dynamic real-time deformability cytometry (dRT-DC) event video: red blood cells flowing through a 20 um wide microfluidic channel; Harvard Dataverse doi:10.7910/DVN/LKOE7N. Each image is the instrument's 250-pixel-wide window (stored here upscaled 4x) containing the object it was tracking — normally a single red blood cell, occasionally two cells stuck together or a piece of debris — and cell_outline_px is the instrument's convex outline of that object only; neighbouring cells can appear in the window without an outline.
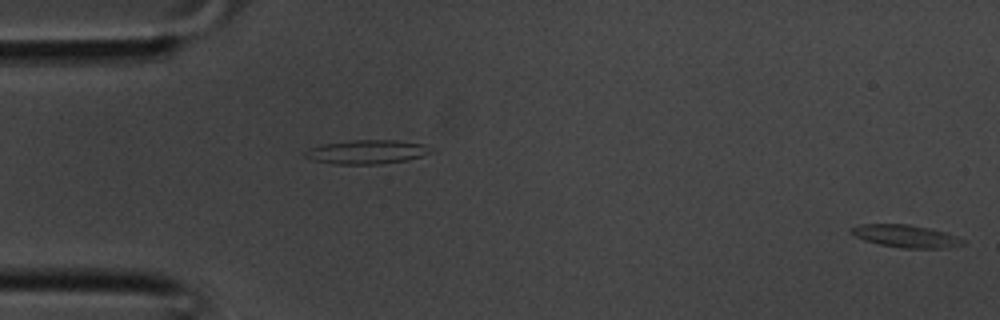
{"species": "common noctule bat (a hibernating species)", "species_latin": "Nyctalus noctula", "temperature_condition": "room temperature", "stored_images_in_passage": 39, "camera_frame_rate_fps": 3000, "um_per_image_px": 0.085, "animal": {"sex": "male", "body_mass_g": 20.1, "forearm_length_mm": 53.5}, "frame": {"image": 1, "passage_image": 1, "time_ms": 0.0, "image_size_px": [1000, 320], "cell_outline_px": [[964, 244], [944, 248], [904, 248], [880, 244], [864, 240], [848, 232], [852, 228], [860, 224], [908, 224], [928, 228], [944, 232], [964, 240]], "centroid_in_image_um": [76.96, 20.07], "position_along_channel_um": 8.0, "area_um2": 14.39}}
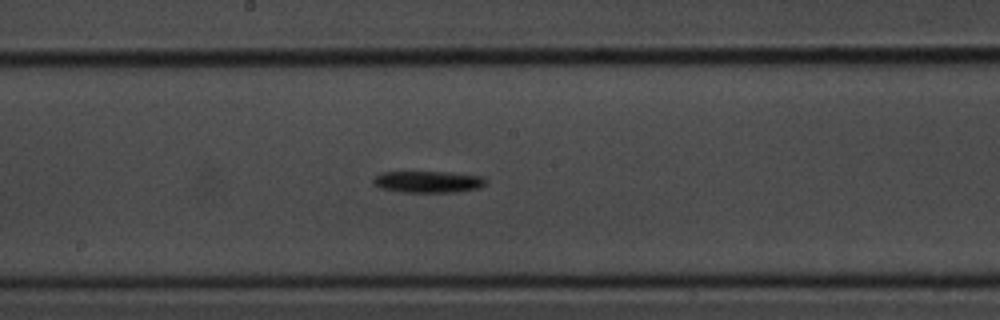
{"frame": {"image": 2, "passage_image": 20, "time_ms": 6.333, "image_size_px": [1000, 320], "cell_outline_px": [[488, 180], [480, 188], [456, 192], [404, 192], [380, 188], [372, 184], [372, 180], [380, 172], [452, 172], [484, 176]], "centroid_in_image_um": [36.41, 15.45], "position_along_channel_um": 211.8, "area_um2": 14.39}}
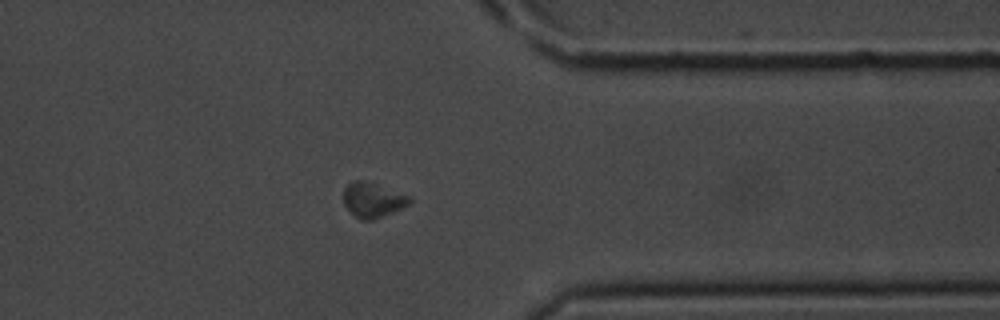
{"frame": {"image": 3, "passage_image": 30, "time_ms": 9.667, "image_size_px": [1000, 320], "cell_outline_px": [[412, 200], [408, 204], [392, 212], [372, 220], [360, 220], [344, 204], [344, 188], [352, 180], [364, 180], [412, 196]], "centroid_in_image_um": [31.69, 16.98], "position_along_channel_um": 379.7, "area_um2": 13.24}}